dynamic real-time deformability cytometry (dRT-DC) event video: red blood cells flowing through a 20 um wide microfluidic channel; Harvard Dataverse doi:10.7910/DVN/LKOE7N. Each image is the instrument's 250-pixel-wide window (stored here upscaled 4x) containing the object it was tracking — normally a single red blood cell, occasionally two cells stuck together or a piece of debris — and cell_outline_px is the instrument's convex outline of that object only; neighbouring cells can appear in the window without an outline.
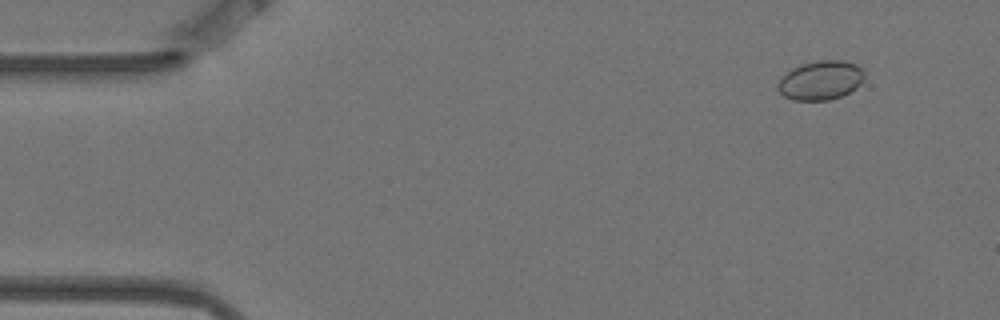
{"species": "Egyptian fruit bat (a non-hibernating species)", "species_latin": "Rousettus aegyptiacus", "temperature_condition": "warm", "stored_images_in_passage": 6, "camera_frame_rate_fps": 3000, "um_per_image_px": 0.085, "animal": {"sex": "female"}, "frame": {"image": 1, "passage_image": 2, "time_ms": 0.333, "image_size_px": [1000, 320], "cell_outline_px": [[864, 80], [856, 88], [840, 96], [828, 100], [792, 100], [784, 96], [776, 88], [776, 84], [792, 68], [800, 64], [816, 60], [844, 60], [856, 64], [864, 72]], "centroid_in_image_um": [69.75, 6.82], "position_along_channel_um": 15.2, "area_um2": 19.77}}
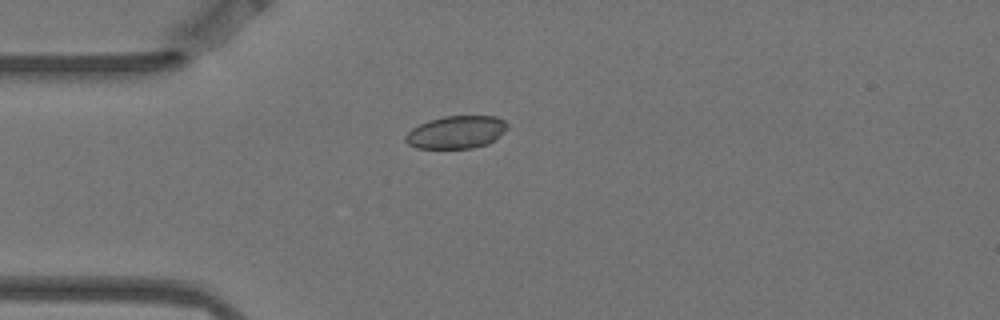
{"frame": {"image": 2, "passage_image": 4, "time_ms": 1.0, "image_size_px": [1000, 320], "cell_outline_px": [[508, 128], [488, 144], [472, 148], [416, 148], [408, 144], [404, 140], [404, 136], [412, 128], [428, 120], [444, 116], [496, 116], [504, 120], [508, 124]], "centroid_in_image_um": [38.77, 11.23], "position_along_channel_um": 46.2, "area_um2": 19.42}}